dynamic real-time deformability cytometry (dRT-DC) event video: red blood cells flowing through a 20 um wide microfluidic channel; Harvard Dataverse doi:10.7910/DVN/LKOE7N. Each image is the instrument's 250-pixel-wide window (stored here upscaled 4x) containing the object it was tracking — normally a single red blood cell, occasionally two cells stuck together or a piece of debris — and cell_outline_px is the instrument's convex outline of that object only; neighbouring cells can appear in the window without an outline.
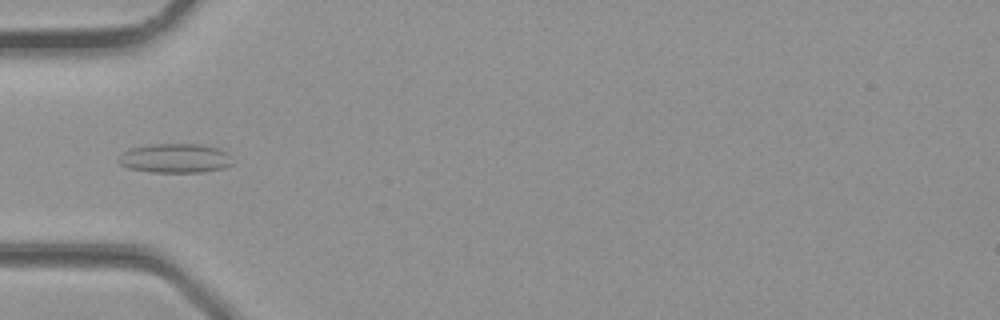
{"species": "common noctule bat (a hibernating species)", "species_latin": "Nyctalus noctula", "temperature_condition": "room temperature", "stored_images_in_passage": 12, "camera_frame_rate_fps": 3000, "um_per_image_px": 0.085, "animal": {"sex": "male", "body_mass_g": 23.1, "forearm_length_mm": 52.7}, "frame": {"image": 1, "passage_image": 11, "time_ms": 3.333, "image_size_px": [1000, 320], "cell_outline_px": [[236, 164], [224, 168], [200, 172], [148, 172], [128, 168], [120, 164], [116, 160], [124, 152], [132, 148], [152, 144], [200, 144], [220, 148], [228, 152]], "centroid_in_image_um": [14.95, 13.45], "position_along_channel_um": 70.0, "area_um2": 19.71}}